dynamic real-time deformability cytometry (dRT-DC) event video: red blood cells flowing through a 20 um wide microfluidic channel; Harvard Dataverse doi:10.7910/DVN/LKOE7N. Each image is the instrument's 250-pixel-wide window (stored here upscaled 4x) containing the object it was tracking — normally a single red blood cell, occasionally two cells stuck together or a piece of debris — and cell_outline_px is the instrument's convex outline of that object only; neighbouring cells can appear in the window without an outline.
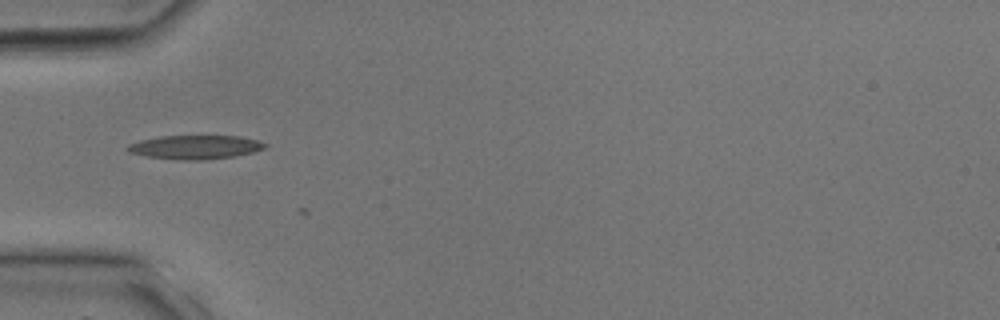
{"species": "common noctule bat (a hibernating species)", "species_latin": "Nyctalus noctula", "temperature_condition": "room temperature", "stored_images_in_passage": 12, "camera_frame_rate_fps": 3000, "um_per_image_px": 0.085, "animal": {"sex": "male", "body_mass_g": 17.9, "forearm_length_mm": 54.2}, "frame": {"image": 1, "passage_image": 1, "time_ms": 0.0, "image_size_px": [1000, 320], "cell_outline_px": [[268, 144], [264, 148], [252, 152], [232, 156], [204, 160], [184, 160], [144, 156], [128, 152], [124, 148], [128, 144], [140, 140], [160, 136], [240, 136], [256, 140]], "centroid_in_image_um": [16.53, 12.5], "position_along_channel_um": 68.5, "area_um2": 19.02}}